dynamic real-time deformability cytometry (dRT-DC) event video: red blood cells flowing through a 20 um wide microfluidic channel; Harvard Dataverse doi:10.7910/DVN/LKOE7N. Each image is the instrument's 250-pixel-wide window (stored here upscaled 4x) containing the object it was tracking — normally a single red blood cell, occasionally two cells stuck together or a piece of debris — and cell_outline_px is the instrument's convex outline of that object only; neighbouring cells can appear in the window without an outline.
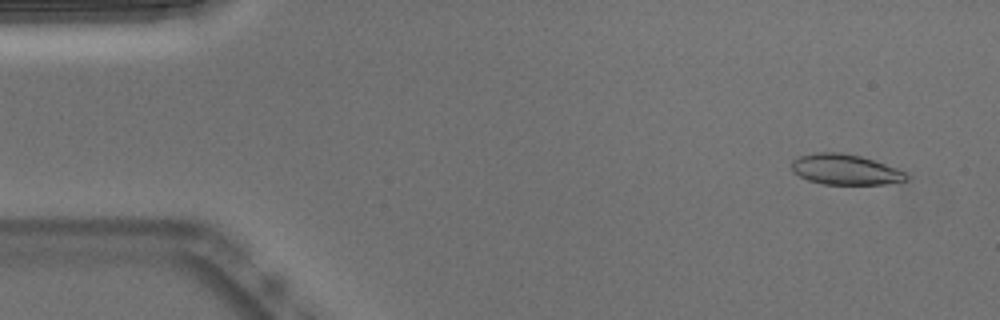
{"species": "Egyptian fruit bat (a non-hibernating species)", "species_latin": "Rousettus aegyptiacus", "temperature_condition": "warm", "stored_images_in_passage": 53, "camera_frame_rate_fps": 3000, "um_per_image_px": 0.085, "animal": {"sex": "male"}, "frame": {"image": 1, "passage_image": 4, "time_ms": 1.0, "image_size_px": [1000, 320], "cell_outline_px": [[908, 176], [904, 180], [884, 184], [824, 184], [808, 180], [792, 172], [792, 160], [800, 156], [820, 152], [840, 152], [860, 156], [896, 168], [904, 172]], "centroid_in_image_um": [71.8, 14.41], "position_along_channel_um": 13.2, "area_um2": 20.0}}
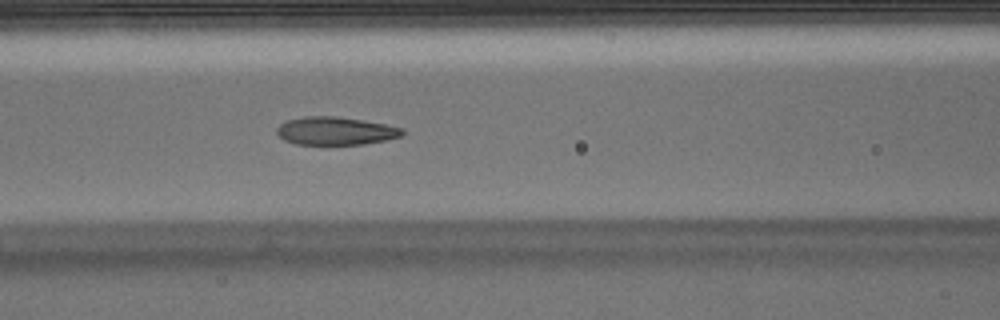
{"frame": {"image": 2, "passage_image": 22, "time_ms": 7.0, "image_size_px": [1000, 320], "cell_outline_px": [[404, 136], [364, 144], [296, 144], [284, 140], [276, 132], [276, 128], [280, 124], [288, 120], [304, 116], [336, 116], [364, 120], [404, 128]], "centroid_in_image_um": [28.53, 11.12], "position_along_channel_um": 138.1, "area_um2": 20.52}}
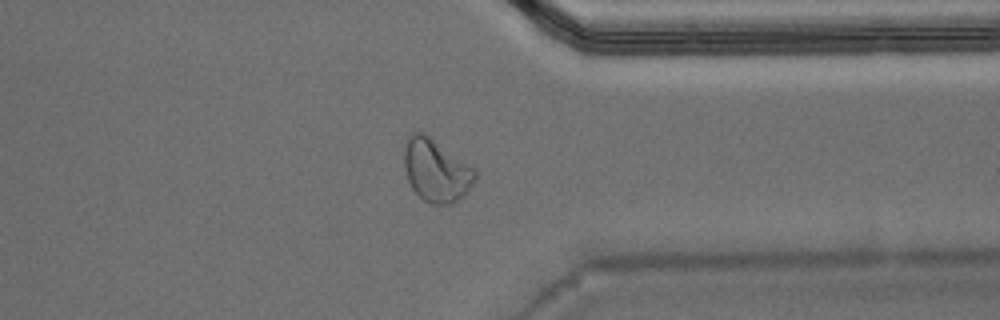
{"frame": {"image": 3, "passage_image": 41, "time_ms": 13.333, "image_size_px": [1000, 320], "cell_outline_px": [[476, 176], [464, 196], [452, 204], [432, 204], [424, 200], [412, 188], [408, 180], [404, 168], [404, 148], [408, 136], [412, 132], [424, 132], [476, 168]], "centroid_in_image_um": [37.07, 14.47], "position_along_channel_um": 374.3, "area_um2": 26.01}, "authors_computed_cell_mechanics": {"area_um2": 21.3282, "velocity_mm_per_s": 3.8061, "shape_relaxation_time_tau1_ms": 6.9204, "shape_relaxation_time_tau2_ms": 1.4508, "deformation_change_tau1": 0.2176, "deformation_change_tau2": 0.0822}}